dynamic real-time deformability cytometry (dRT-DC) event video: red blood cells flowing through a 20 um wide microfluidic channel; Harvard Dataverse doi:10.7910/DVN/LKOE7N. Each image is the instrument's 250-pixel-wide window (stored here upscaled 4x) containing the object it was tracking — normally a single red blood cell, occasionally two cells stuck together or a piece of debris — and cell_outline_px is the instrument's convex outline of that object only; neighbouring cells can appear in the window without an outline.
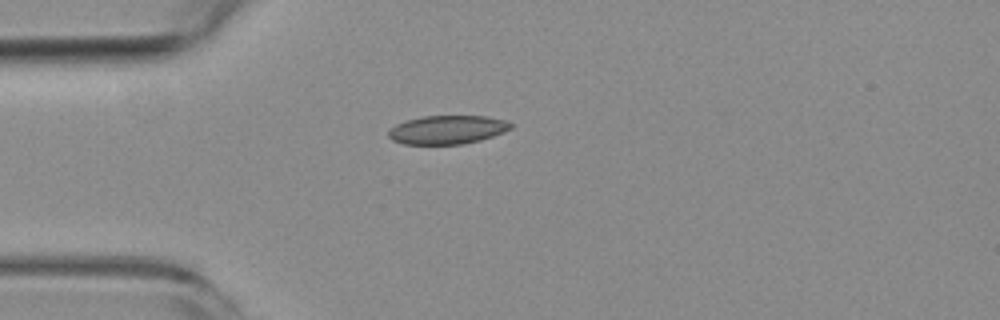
{"species": "common noctule bat (a hibernating species)", "species_latin": "Nyctalus noctula", "temperature_condition": "room temperature", "stored_images_in_passage": 6, "camera_frame_rate_fps": 3000, "um_per_image_px": 0.085, "animal": {"sex": "female", "body_mass_g": 19.3, "forearm_length_mm": 54.1}, "frame": {"image": 1, "passage_image": 6, "time_ms": 6.0, "image_size_px": [1000, 320], "cell_outline_px": [[512, 128], [504, 132], [480, 140], [460, 144], [404, 144], [392, 140], [388, 136], [388, 128], [396, 124], [408, 120], [424, 116], [488, 116], [508, 120], [512, 124]], "centroid_in_image_um": [38.03, 11.02], "position_along_channel_um": 47.0, "area_um2": 20.46}}